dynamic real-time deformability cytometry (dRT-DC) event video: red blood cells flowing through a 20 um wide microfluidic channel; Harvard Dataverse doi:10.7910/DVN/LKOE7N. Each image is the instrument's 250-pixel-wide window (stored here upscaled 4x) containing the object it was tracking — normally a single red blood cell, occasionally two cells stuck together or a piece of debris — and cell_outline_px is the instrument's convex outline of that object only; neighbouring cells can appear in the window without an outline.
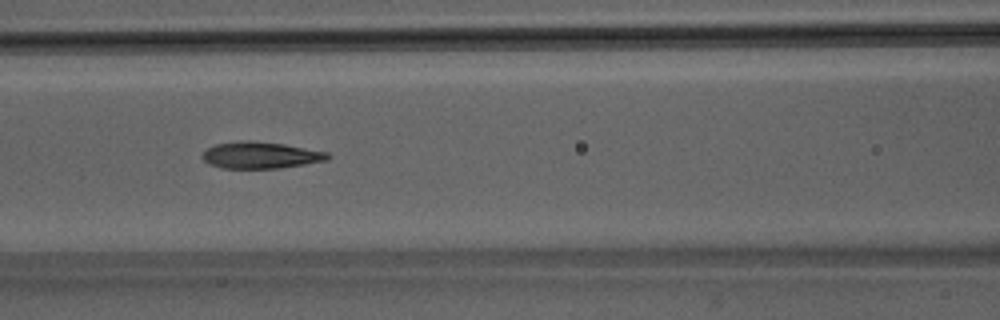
{"species": "Egyptian fruit bat (a non-hibernating species)", "species_latin": "Rousettus aegyptiacus", "temperature_condition": "room temperature", "stored_images_in_passage": 45, "segment_of_instrument_passage": [1, 2], "camera_frame_rate_fps": 3000, "um_per_image_px": 0.085, "animal": {"sex": "male"}, "frame": {"image": 1, "passage_image": 16, "time_ms": 5.0, "image_size_px": [1000, 320], "cell_outline_px": [[332, 156], [328, 160], [280, 168], [220, 168], [208, 164], [200, 156], [208, 148], [216, 144], [248, 140], [284, 144], [328, 152]], "centroid_in_image_um": [22.16, 13.2], "position_along_channel_um": 144.4, "area_um2": 19.42}}
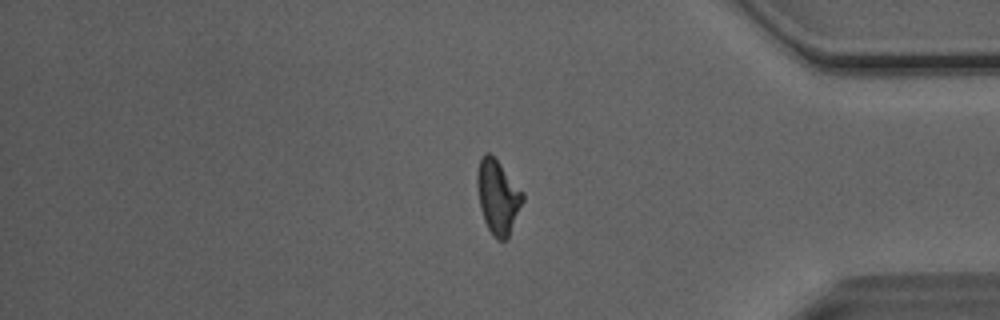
{"frame": {"image": 2, "passage_image": 36, "time_ms": 11.667, "image_size_px": [1000, 320], "cell_outline_px": [[524, 200], [508, 236], [504, 240], [500, 240], [492, 236], [484, 220], [480, 208], [476, 184], [476, 176], [480, 160], [484, 152], [488, 152], [496, 160], [524, 192]], "centroid_in_image_um": [42.3, 16.73], "position_along_channel_um": 392.9, "area_um2": 19.42}}
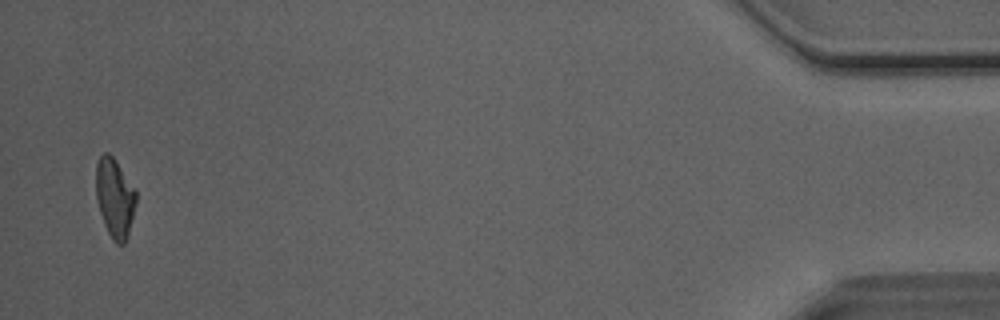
{"frame": {"image": 3, "passage_image": 43, "time_ms": 14.0, "image_size_px": [1000, 320], "cell_outline_px": [[136, 204], [128, 232], [124, 244], [116, 244], [112, 240], [104, 224], [100, 212], [96, 196], [96, 164], [100, 156], [104, 152], [108, 152], [112, 156], [136, 192]], "centroid_in_image_um": [9.73, 16.83], "position_along_channel_um": 425.5, "area_um2": 18.09}}